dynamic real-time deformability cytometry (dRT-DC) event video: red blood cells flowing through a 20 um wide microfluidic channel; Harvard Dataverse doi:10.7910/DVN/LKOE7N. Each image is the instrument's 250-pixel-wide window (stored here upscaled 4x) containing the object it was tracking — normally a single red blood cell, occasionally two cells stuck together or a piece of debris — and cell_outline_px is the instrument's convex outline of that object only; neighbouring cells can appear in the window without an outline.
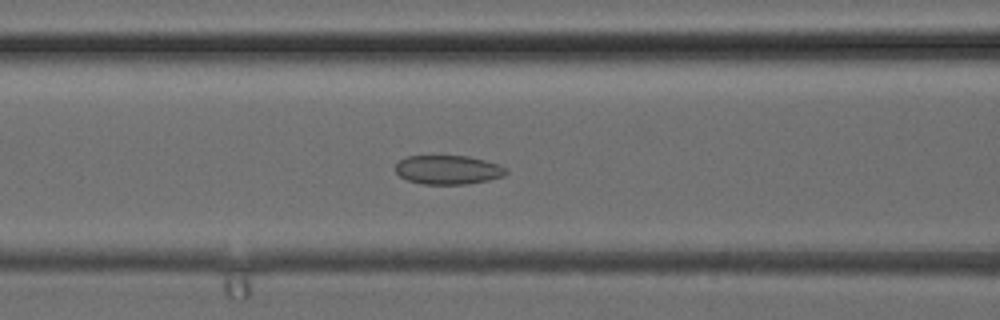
{"species": "common noctule bat (a hibernating species)", "species_latin": "Nyctalus noctula", "temperature_condition": "cold", "stored_images_in_passage": 22, "camera_frame_rate_fps": 3000, "um_per_image_px": 0.085, "animal": {"sex": "female", "body_mass_g": 24.6, "forearm_length_mm": 56.2}, "frame": {"image": 1, "passage_image": 16, "time_ms": 5.0, "image_size_px": [1000, 320], "cell_outline_px": [[508, 172], [504, 176], [488, 180], [468, 184], [424, 184], [408, 180], [400, 176], [396, 172], [396, 164], [400, 160], [408, 156], [468, 156], [500, 164]], "centroid_in_image_um": [38.1, 14.43], "position_along_channel_um": 128.5, "area_um2": 18.61}}
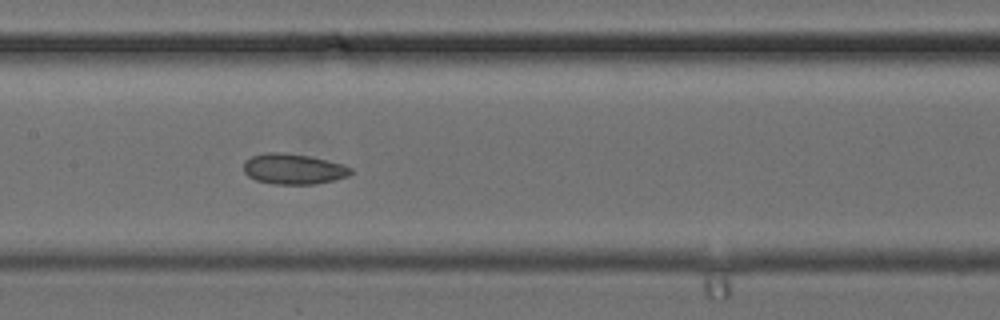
{"frame": {"image": 2, "passage_image": 19, "time_ms": 6.0, "image_size_px": [1000, 320], "cell_outline_px": [[352, 172], [348, 176], [336, 180], [312, 184], [276, 184], [256, 180], [248, 176], [244, 172], [244, 160], [252, 156], [268, 152], [284, 152], [308, 156], [344, 164], [352, 168]], "centroid_in_image_um": [24.95, 14.36], "position_along_channel_um": 182.5, "area_um2": 19.07}}
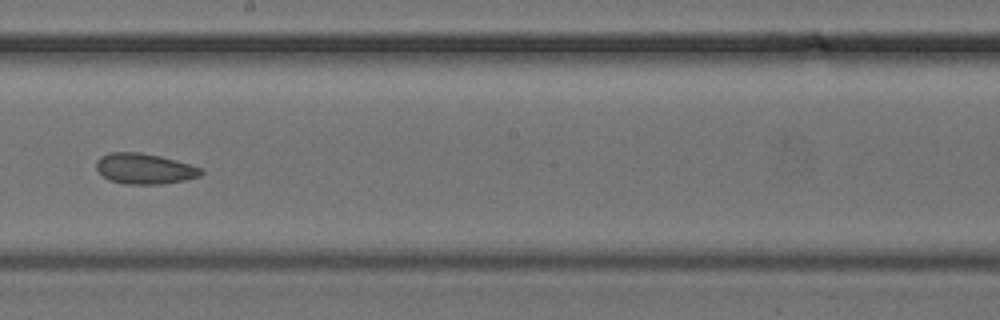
{"frame": {"image": 3, "passage_image": 22, "time_ms": 7.0, "image_size_px": [1000, 320], "cell_outline_px": [[204, 172], [200, 176], [184, 180], [160, 184], [124, 184], [108, 180], [96, 168], [96, 160], [100, 156], [108, 152], [140, 152], [160, 156], [204, 168]], "centroid_in_image_um": [12.28, 14.33], "position_along_channel_um": 235.9, "area_um2": 18.79}}